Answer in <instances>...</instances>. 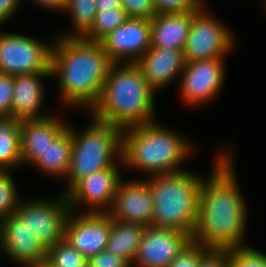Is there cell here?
Instances as JSON below:
<instances>
[{
	"instance_id": "6da1fadb",
	"label": "cell",
	"mask_w": 266,
	"mask_h": 267,
	"mask_svg": "<svg viewBox=\"0 0 266 267\" xmlns=\"http://www.w3.org/2000/svg\"><path fill=\"white\" fill-rule=\"evenodd\" d=\"M219 153L209 178L201 183L199 209L192 240L208 250H230L247 246L246 200L239 189L233 153ZM230 152V153H229Z\"/></svg>"
},
{
	"instance_id": "7a4b0ae2",
	"label": "cell",
	"mask_w": 266,
	"mask_h": 267,
	"mask_svg": "<svg viewBox=\"0 0 266 267\" xmlns=\"http://www.w3.org/2000/svg\"><path fill=\"white\" fill-rule=\"evenodd\" d=\"M113 64L100 42L58 37L53 41L51 77L58 78L61 102L90 111Z\"/></svg>"
},
{
	"instance_id": "3957f363",
	"label": "cell",
	"mask_w": 266,
	"mask_h": 267,
	"mask_svg": "<svg viewBox=\"0 0 266 267\" xmlns=\"http://www.w3.org/2000/svg\"><path fill=\"white\" fill-rule=\"evenodd\" d=\"M155 91L136 63H114L97 103L88 111L96 120L122 130L154 122Z\"/></svg>"
},
{
	"instance_id": "277c9868",
	"label": "cell",
	"mask_w": 266,
	"mask_h": 267,
	"mask_svg": "<svg viewBox=\"0 0 266 267\" xmlns=\"http://www.w3.org/2000/svg\"><path fill=\"white\" fill-rule=\"evenodd\" d=\"M178 132L157 122L122 130L121 158L124 167L153 175L176 173L194 149Z\"/></svg>"
},
{
	"instance_id": "5b68a950",
	"label": "cell",
	"mask_w": 266,
	"mask_h": 267,
	"mask_svg": "<svg viewBox=\"0 0 266 267\" xmlns=\"http://www.w3.org/2000/svg\"><path fill=\"white\" fill-rule=\"evenodd\" d=\"M152 193V226L175 229L192 237L196 226L203 176L190 171L145 177Z\"/></svg>"
},
{
	"instance_id": "8992f818",
	"label": "cell",
	"mask_w": 266,
	"mask_h": 267,
	"mask_svg": "<svg viewBox=\"0 0 266 267\" xmlns=\"http://www.w3.org/2000/svg\"><path fill=\"white\" fill-rule=\"evenodd\" d=\"M91 117V124L82 132L78 133L71 124L68 126L72 133V152L71 165L66 177L68 187L61 192L64 195L87 175L118 162L120 165L123 164L122 129Z\"/></svg>"
},
{
	"instance_id": "52a82bcc",
	"label": "cell",
	"mask_w": 266,
	"mask_h": 267,
	"mask_svg": "<svg viewBox=\"0 0 266 267\" xmlns=\"http://www.w3.org/2000/svg\"><path fill=\"white\" fill-rule=\"evenodd\" d=\"M204 5L193 13L190 32L183 52L186 62L225 58L235 45V37Z\"/></svg>"
},
{
	"instance_id": "ba28073f",
	"label": "cell",
	"mask_w": 266,
	"mask_h": 267,
	"mask_svg": "<svg viewBox=\"0 0 266 267\" xmlns=\"http://www.w3.org/2000/svg\"><path fill=\"white\" fill-rule=\"evenodd\" d=\"M53 44L30 36L0 32V73L8 75L51 72Z\"/></svg>"
},
{
	"instance_id": "9c48e42d",
	"label": "cell",
	"mask_w": 266,
	"mask_h": 267,
	"mask_svg": "<svg viewBox=\"0 0 266 267\" xmlns=\"http://www.w3.org/2000/svg\"><path fill=\"white\" fill-rule=\"evenodd\" d=\"M71 212L67 196L63 193L54 200L40 197L21 199L15 214L49 248L65 239V226Z\"/></svg>"
},
{
	"instance_id": "30bf717a",
	"label": "cell",
	"mask_w": 266,
	"mask_h": 267,
	"mask_svg": "<svg viewBox=\"0 0 266 267\" xmlns=\"http://www.w3.org/2000/svg\"><path fill=\"white\" fill-rule=\"evenodd\" d=\"M224 58L186 62L179 89L188 105H199L215 98L225 82Z\"/></svg>"
},
{
	"instance_id": "8fae6325",
	"label": "cell",
	"mask_w": 266,
	"mask_h": 267,
	"mask_svg": "<svg viewBox=\"0 0 266 267\" xmlns=\"http://www.w3.org/2000/svg\"><path fill=\"white\" fill-rule=\"evenodd\" d=\"M118 164L91 173L80 180L67 194L71 211L79 205H88L83 213H108L113 205L119 181L122 179ZM109 207V208H108Z\"/></svg>"
},
{
	"instance_id": "7c38bea8",
	"label": "cell",
	"mask_w": 266,
	"mask_h": 267,
	"mask_svg": "<svg viewBox=\"0 0 266 267\" xmlns=\"http://www.w3.org/2000/svg\"><path fill=\"white\" fill-rule=\"evenodd\" d=\"M0 250L26 267H39L46 261L48 248L12 213L0 220Z\"/></svg>"
},
{
	"instance_id": "4fadbf2b",
	"label": "cell",
	"mask_w": 266,
	"mask_h": 267,
	"mask_svg": "<svg viewBox=\"0 0 266 267\" xmlns=\"http://www.w3.org/2000/svg\"><path fill=\"white\" fill-rule=\"evenodd\" d=\"M100 43L114 63H136L151 47V19L129 17Z\"/></svg>"
},
{
	"instance_id": "5bb4252c",
	"label": "cell",
	"mask_w": 266,
	"mask_h": 267,
	"mask_svg": "<svg viewBox=\"0 0 266 267\" xmlns=\"http://www.w3.org/2000/svg\"><path fill=\"white\" fill-rule=\"evenodd\" d=\"M76 213L71 211L68 216L65 239L88 260L106 250L112 217L108 213Z\"/></svg>"
},
{
	"instance_id": "9a60e30c",
	"label": "cell",
	"mask_w": 266,
	"mask_h": 267,
	"mask_svg": "<svg viewBox=\"0 0 266 267\" xmlns=\"http://www.w3.org/2000/svg\"><path fill=\"white\" fill-rule=\"evenodd\" d=\"M191 239L175 229L146 226L131 267H168Z\"/></svg>"
},
{
	"instance_id": "2e32d148",
	"label": "cell",
	"mask_w": 266,
	"mask_h": 267,
	"mask_svg": "<svg viewBox=\"0 0 266 267\" xmlns=\"http://www.w3.org/2000/svg\"><path fill=\"white\" fill-rule=\"evenodd\" d=\"M130 181H119L108 214L113 220L152 226L154 203L148 180Z\"/></svg>"
},
{
	"instance_id": "e0dca14e",
	"label": "cell",
	"mask_w": 266,
	"mask_h": 267,
	"mask_svg": "<svg viewBox=\"0 0 266 267\" xmlns=\"http://www.w3.org/2000/svg\"><path fill=\"white\" fill-rule=\"evenodd\" d=\"M69 124L57 116L20 121L21 159L34 164Z\"/></svg>"
},
{
	"instance_id": "ac0fdd59",
	"label": "cell",
	"mask_w": 266,
	"mask_h": 267,
	"mask_svg": "<svg viewBox=\"0 0 266 267\" xmlns=\"http://www.w3.org/2000/svg\"><path fill=\"white\" fill-rule=\"evenodd\" d=\"M136 64L147 83L157 93L178 75L181 76L186 60L183 49L150 47Z\"/></svg>"
},
{
	"instance_id": "d6986e66",
	"label": "cell",
	"mask_w": 266,
	"mask_h": 267,
	"mask_svg": "<svg viewBox=\"0 0 266 267\" xmlns=\"http://www.w3.org/2000/svg\"><path fill=\"white\" fill-rule=\"evenodd\" d=\"M45 77H51V72L14 75L11 118L23 121L49 116L40 113L45 97L41 79Z\"/></svg>"
},
{
	"instance_id": "ffe728a7",
	"label": "cell",
	"mask_w": 266,
	"mask_h": 267,
	"mask_svg": "<svg viewBox=\"0 0 266 267\" xmlns=\"http://www.w3.org/2000/svg\"><path fill=\"white\" fill-rule=\"evenodd\" d=\"M194 12L156 13L151 19V47L183 49Z\"/></svg>"
},
{
	"instance_id": "44dd1931",
	"label": "cell",
	"mask_w": 266,
	"mask_h": 267,
	"mask_svg": "<svg viewBox=\"0 0 266 267\" xmlns=\"http://www.w3.org/2000/svg\"><path fill=\"white\" fill-rule=\"evenodd\" d=\"M145 227L136 223L112 219L106 250L132 264L140 246Z\"/></svg>"
},
{
	"instance_id": "7402d4cb",
	"label": "cell",
	"mask_w": 266,
	"mask_h": 267,
	"mask_svg": "<svg viewBox=\"0 0 266 267\" xmlns=\"http://www.w3.org/2000/svg\"><path fill=\"white\" fill-rule=\"evenodd\" d=\"M72 133L67 128L33 164L40 172L66 178L71 165Z\"/></svg>"
},
{
	"instance_id": "603a6c76",
	"label": "cell",
	"mask_w": 266,
	"mask_h": 267,
	"mask_svg": "<svg viewBox=\"0 0 266 267\" xmlns=\"http://www.w3.org/2000/svg\"><path fill=\"white\" fill-rule=\"evenodd\" d=\"M22 166L20 121L0 117V170Z\"/></svg>"
},
{
	"instance_id": "cb8c5ba5",
	"label": "cell",
	"mask_w": 266,
	"mask_h": 267,
	"mask_svg": "<svg viewBox=\"0 0 266 267\" xmlns=\"http://www.w3.org/2000/svg\"><path fill=\"white\" fill-rule=\"evenodd\" d=\"M64 12L70 14L74 32L60 36L82 37L94 22L97 13L96 0H67Z\"/></svg>"
},
{
	"instance_id": "d4e9b609",
	"label": "cell",
	"mask_w": 266,
	"mask_h": 267,
	"mask_svg": "<svg viewBox=\"0 0 266 267\" xmlns=\"http://www.w3.org/2000/svg\"><path fill=\"white\" fill-rule=\"evenodd\" d=\"M128 18L123 7L104 9L96 13L92 27L81 38L90 42H100Z\"/></svg>"
},
{
	"instance_id": "484cf974",
	"label": "cell",
	"mask_w": 266,
	"mask_h": 267,
	"mask_svg": "<svg viewBox=\"0 0 266 267\" xmlns=\"http://www.w3.org/2000/svg\"><path fill=\"white\" fill-rule=\"evenodd\" d=\"M46 261L53 267H87L88 260L66 239L50 246Z\"/></svg>"
},
{
	"instance_id": "4316f807",
	"label": "cell",
	"mask_w": 266,
	"mask_h": 267,
	"mask_svg": "<svg viewBox=\"0 0 266 267\" xmlns=\"http://www.w3.org/2000/svg\"><path fill=\"white\" fill-rule=\"evenodd\" d=\"M9 170H0V220L15 212L20 203L19 193Z\"/></svg>"
},
{
	"instance_id": "83f0119b",
	"label": "cell",
	"mask_w": 266,
	"mask_h": 267,
	"mask_svg": "<svg viewBox=\"0 0 266 267\" xmlns=\"http://www.w3.org/2000/svg\"><path fill=\"white\" fill-rule=\"evenodd\" d=\"M229 267H266V254L249 244L227 250Z\"/></svg>"
},
{
	"instance_id": "f1b7e54d",
	"label": "cell",
	"mask_w": 266,
	"mask_h": 267,
	"mask_svg": "<svg viewBox=\"0 0 266 267\" xmlns=\"http://www.w3.org/2000/svg\"><path fill=\"white\" fill-rule=\"evenodd\" d=\"M208 251L206 247L191 239L168 267H198L201 258Z\"/></svg>"
},
{
	"instance_id": "f546056e",
	"label": "cell",
	"mask_w": 266,
	"mask_h": 267,
	"mask_svg": "<svg viewBox=\"0 0 266 267\" xmlns=\"http://www.w3.org/2000/svg\"><path fill=\"white\" fill-rule=\"evenodd\" d=\"M157 13L198 11L205 4L203 0H152Z\"/></svg>"
},
{
	"instance_id": "4dcf8cb0",
	"label": "cell",
	"mask_w": 266,
	"mask_h": 267,
	"mask_svg": "<svg viewBox=\"0 0 266 267\" xmlns=\"http://www.w3.org/2000/svg\"><path fill=\"white\" fill-rule=\"evenodd\" d=\"M128 17L152 19L156 10L152 0H121Z\"/></svg>"
},
{
	"instance_id": "1f68e13d",
	"label": "cell",
	"mask_w": 266,
	"mask_h": 267,
	"mask_svg": "<svg viewBox=\"0 0 266 267\" xmlns=\"http://www.w3.org/2000/svg\"><path fill=\"white\" fill-rule=\"evenodd\" d=\"M14 75L0 73V117H11Z\"/></svg>"
},
{
	"instance_id": "d6a6232c",
	"label": "cell",
	"mask_w": 266,
	"mask_h": 267,
	"mask_svg": "<svg viewBox=\"0 0 266 267\" xmlns=\"http://www.w3.org/2000/svg\"><path fill=\"white\" fill-rule=\"evenodd\" d=\"M87 267H131V264L126 259L104 250L88 259Z\"/></svg>"
},
{
	"instance_id": "836d02e7",
	"label": "cell",
	"mask_w": 266,
	"mask_h": 267,
	"mask_svg": "<svg viewBox=\"0 0 266 267\" xmlns=\"http://www.w3.org/2000/svg\"><path fill=\"white\" fill-rule=\"evenodd\" d=\"M198 267H229L226 250H209L200 260Z\"/></svg>"
},
{
	"instance_id": "e575fe53",
	"label": "cell",
	"mask_w": 266,
	"mask_h": 267,
	"mask_svg": "<svg viewBox=\"0 0 266 267\" xmlns=\"http://www.w3.org/2000/svg\"><path fill=\"white\" fill-rule=\"evenodd\" d=\"M20 5V0H0V25L10 19Z\"/></svg>"
},
{
	"instance_id": "d590c367",
	"label": "cell",
	"mask_w": 266,
	"mask_h": 267,
	"mask_svg": "<svg viewBox=\"0 0 266 267\" xmlns=\"http://www.w3.org/2000/svg\"><path fill=\"white\" fill-rule=\"evenodd\" d=\"M21 1V0H20ZM35 4L37 3L40 7H44L49 10H58L64 12L67 5V0H33Z\"/></svg>"
},
{
	"instance_id": "8d00e7d4",
	"label": "cell",
	"mask_w": 266,
	"mask_h": 267,
	"mask_svg": "<svg viewBox=\"0 0 266 267\" xmlns=\"http://www.w3.org/2000/svg\"><path fill=\"white\" fill-rule=\"evenodd\" d=\"M116 7H122L121 0H96L97 12L104 11V9H115Z\"/></svg>"
},
{
	"instance_id": "74e56055",
	"label": "cell",
	"mask_w": 266,
	"mask_h": 267,
	"mask_svg": "<svg viewBox=\"0 0 266 267\" xmlns=\"http://www.w3.org/2000/svg\"><path fill=\"white\" fill-rule=\"evenodd\" d=\"M39 267H53L51 266L47 261H45L42 265H40Z\"/></svg>"
}]
</instances>
